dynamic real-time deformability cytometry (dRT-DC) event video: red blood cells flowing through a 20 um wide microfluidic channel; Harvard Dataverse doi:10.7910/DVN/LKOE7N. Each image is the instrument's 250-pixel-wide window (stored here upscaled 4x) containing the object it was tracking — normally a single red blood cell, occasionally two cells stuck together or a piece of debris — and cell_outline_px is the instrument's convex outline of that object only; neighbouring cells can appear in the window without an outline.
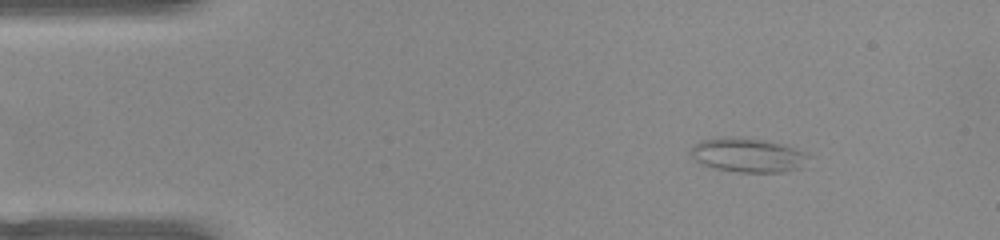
{"species": "common noctule bat (a hibernating species)", "species_latin": "Nyctalus noctula", "temperature_condition": "warm", "stored_images_in_passage": 50, "camera_frame_rate_fps": 3000, "um_per_image_px": 0.085, "animal": {"sex": "female", "body_mass_g": 22.0, "forearm_length_mm": 56.7}, "frame": {"image": 1, "passage_image": 5, "time_ms": 1.333, "image_size_px": [1000, 240], "cell_outline_px": [[812, 156], [800, 168], [784, 172], [740, 172], [716, 168], [704, 164], [696, 160], [688, 152], [700, 140], [724, 136], [740, 136], [764, 140], [780, 144], [808, 152]], "centroid_in_image_um": [63.6, 13.17], "position_along_channel_um": 21.4, "area_um2": 23.58}}
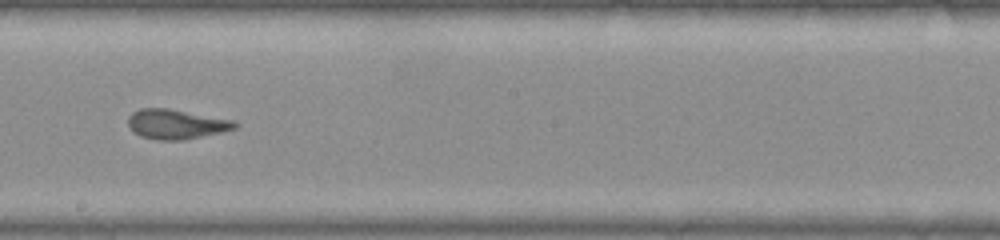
{"frame": {"image": 2, "passage_image": 27, "time_ms": 8.667, "image_size_px": [1000, 240], "cell_outline_px": [[240, 124], [236, 128], [224, 132], [184, 140], [156, 140], [140, 136], [132, 132], [128, 124], [128, 116], [132, 112], [140, 108], [168, 108], [236, 120]], "centroid_in_image_um": [15.0, 10.55], "position_along_channel_um": 233.2, "area_um2": 18.9}}
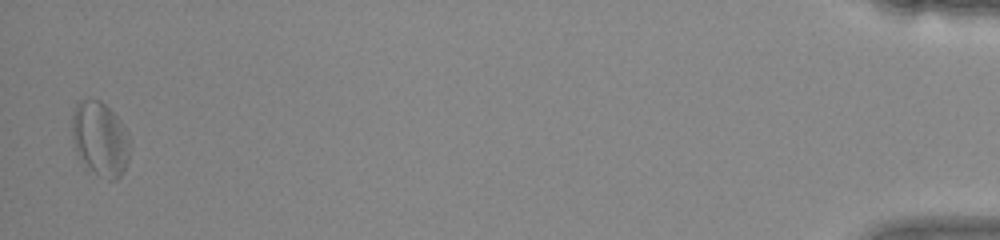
{"frame": {"image": 3, "passage_image": 49, "time_ms": 16.0, "image_size_px": [1000, 240], "cell_outline_px": [[128, 160], [120, 176], [116, 180], [108, 180], [100, 176], [76, 152], [72, 136], [72, 112], [76, 104], [80, 100], [100, 100], [120, 120], [128, 132]], "centroid_in_image_um": [8.51, 11.77], "position_along_channel_um": 426.7, "area_um2": 24.45}, "authors_computed_cell_mechanics": {"area_um2": 19.3341, "velocity_mm_per_s": 3.9385, "shape_relaxation_time_tau1_ms": 7.7226, "shape_relaxation_time_tau2_ms": 2.4973, "deformation_change_tau1": 0.2228, "deformation_change_tau2": 0.1148}}